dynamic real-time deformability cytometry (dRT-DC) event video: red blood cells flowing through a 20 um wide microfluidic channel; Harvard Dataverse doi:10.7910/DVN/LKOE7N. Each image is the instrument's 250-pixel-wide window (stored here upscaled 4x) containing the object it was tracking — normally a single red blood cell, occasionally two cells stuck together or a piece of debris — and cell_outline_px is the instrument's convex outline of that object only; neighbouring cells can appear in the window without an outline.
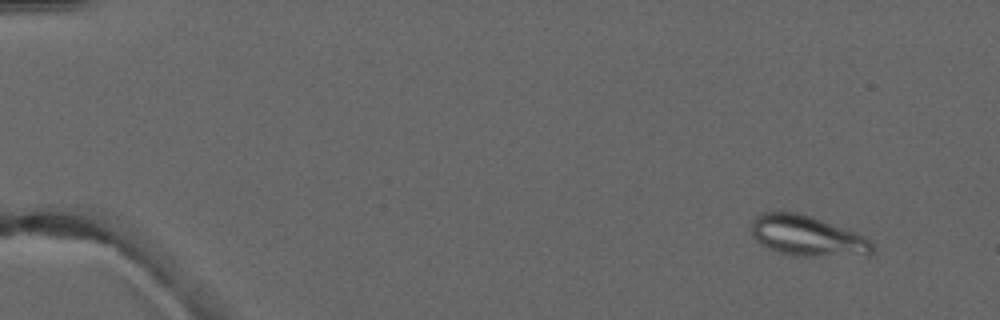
{"species": "common noctule bat (a hibernating species)", "species_latin": "Nyctalus noctula", "temperature_condition": "warm", "stored_images_in_passage": 6, "camera_frame_rate_fps": 3000, "um_per_image_px": 0.085, "animal": {"sex": "male", "forearm_length_mm": 52.5}, "frame": {"image": 1, "passage_image": 2, "time_ms": 1.333, "image_size_px": [1000, 320], "cell_outline_px": [[876, 252], [868, 256], [792, 256], [768, 248], [760, 244], [752, 236], [752, 220], [760, 212], [796, 212], [812, 216], [856, 232], [872, 240], [876, 248]], "centroid_in_image_um": [68.69, 20.07], "position_along_channel_um": 16.3, "area_um2": 29.13}}